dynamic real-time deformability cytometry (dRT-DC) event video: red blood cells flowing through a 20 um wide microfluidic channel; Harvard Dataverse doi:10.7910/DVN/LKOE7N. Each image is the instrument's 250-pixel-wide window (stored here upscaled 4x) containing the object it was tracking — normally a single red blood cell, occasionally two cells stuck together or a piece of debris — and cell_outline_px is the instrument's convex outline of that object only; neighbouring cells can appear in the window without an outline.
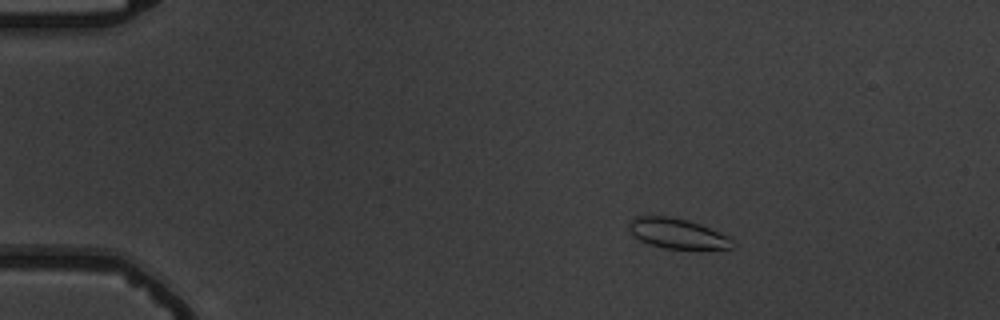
{"species": "common noctule bat (a hibernating species)", "species_latin": "Nyctalus noctula", "temperature_condition": "warm", "stored_images_in_passage": 6, "camera_frame_rate_fps": 3000, "um_per_image_px": 0.085, "animal": {"sex": "male", "body_mass_g": 19.5, "forearm_length_mm": 54.6}, "frame": {"image": 1, "passage_image": 4, "time_ms": 3.333, "image_size_px": [1000, 320], "cell_outline_px": [[736, 244], [732, 248], [664, 248], [640, 240], [632, 232], [628, 224], [636, 216], [668, 216], [688, 220], [700, 224], [728, 236], [736, 240]], "centroid_in_image_um": [57.63, 19.84], "position_along_channel_um": 27.4, "area_um2": 17.8}}